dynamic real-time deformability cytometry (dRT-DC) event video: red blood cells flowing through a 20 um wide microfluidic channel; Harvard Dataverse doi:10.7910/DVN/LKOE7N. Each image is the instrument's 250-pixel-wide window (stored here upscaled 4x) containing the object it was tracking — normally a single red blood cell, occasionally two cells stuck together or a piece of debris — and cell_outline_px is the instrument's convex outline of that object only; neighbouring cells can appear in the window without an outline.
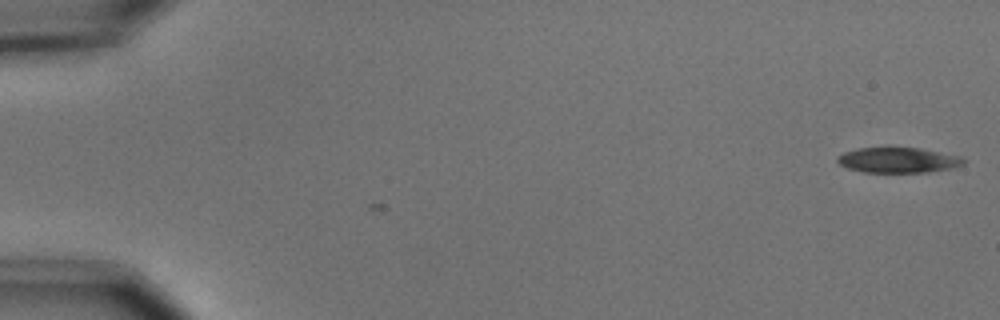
{"species": "common noctule bat (a hibernating species)", "species_latin": "Nyctalus noctula", "temperature_condition": "cold", "stored_images_in_passage": 2, "camera_frame_rate_fps": 3000, "um_per_image_px": 0.085, "animal": {"sex": "male", "body_mass_g": 15.6}, "frame": {"image": 1, "passage_image": 2, "time_ms": 0.333, "image_size_px": [1000, 320], "cell_outline_px": [[964, 164], [952, 168], [928, 172], [864, 172], [848, 168], [840, 164], [836, 160], [836, 156], [844, 152], [856, 148], [888, 144], [920, 148], [964, 156]], "centroid_in_image_um": [76.32, 13.55], "position_along_channel_um": 8.7, "area_um2": 19.59}}